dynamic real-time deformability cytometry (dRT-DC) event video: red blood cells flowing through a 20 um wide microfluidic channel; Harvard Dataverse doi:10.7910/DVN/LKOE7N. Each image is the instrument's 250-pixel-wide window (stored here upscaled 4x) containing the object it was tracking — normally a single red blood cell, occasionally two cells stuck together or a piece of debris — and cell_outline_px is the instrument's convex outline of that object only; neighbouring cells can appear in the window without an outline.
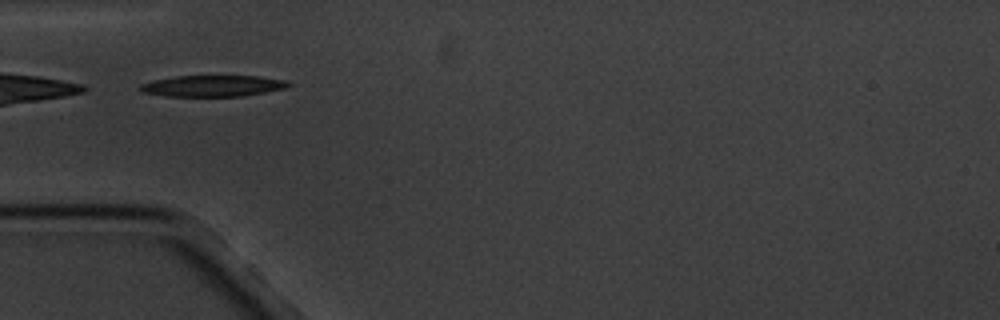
{"species": "common noctule bat (a hibernating species)", "species_latin": "Nyctalus noctula", "temperature_condition": "cold", "stored_images_in_passage": 9, "camera_frame_rate_fps": 3000, "um_per_image_px": 0.085, "animal": {"sex": "male", "body_mass_g": 20.1, "forearm_length_mm": 53.5}, "frame": {"image": 1, "passage_image": 6, "time_ms": 5.667, "image_size_px": [1000, 320], "cell_outline_px": [[292, 84], [284, 88], [264, 92], [240, 96], [168, 96], [144, 92], [136, 88], [140, 84], [156, 80], [176, 76], [260, 76], [288, 80]], "centroid_in_image_um": [18.1, 7.29], "position_along_channel_um": 66.9, "area_um2": 18.21}}
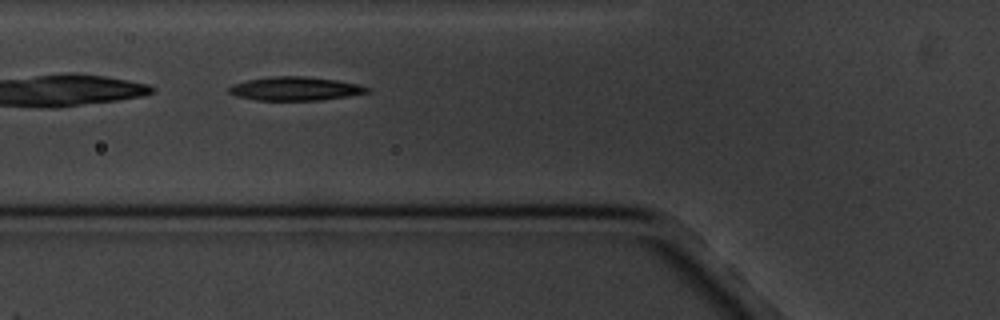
{"frame": {"image": 2, "passage_image": 7, "time_ms": 6.667, "image_size_px": [1000, 320], "cell_outline_px": [[368, 92], [348, 96], [320, 100], [256, 100], [236, 96], [228, 92], [228, 88], [232, 84], [248, 80], [272, 76], [304, 76], [336, 80], [360, 84], [368, 88]], "centroid_in_image_um": [25.06, 7.53], "position_along_channel_um": 100.7, "area_um2": 18.96}}
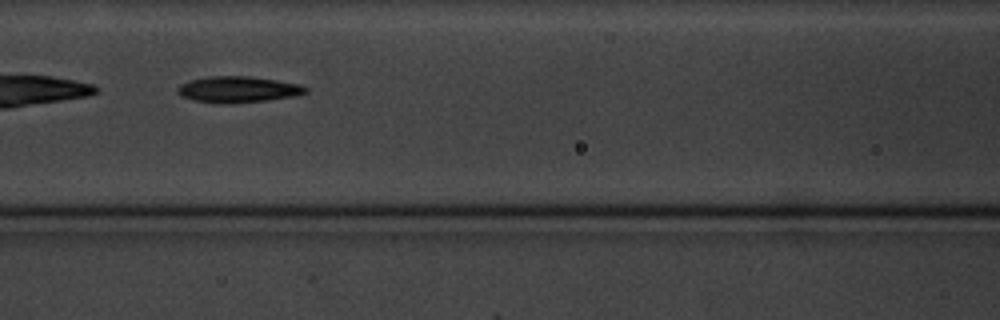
{"frame": {"image": 3, "passage_image": 8, "time_ms": 8.0, "image_size_px": [1000, 320], "cell_outline_px": [[308, 92], [296, 96], [268, 100], [224, 104], [216, 104], [192, 100], [180, 96], [176, 92], [176, 88], [180, 84], [192, 80], [212, 76], [248, 76], [276, 80], [300, 84], [308, 88]], "centroid_in_image_um": [20.22, 7.61], "position_along_channel_um": 146.4, "area_um2": 19.71}}